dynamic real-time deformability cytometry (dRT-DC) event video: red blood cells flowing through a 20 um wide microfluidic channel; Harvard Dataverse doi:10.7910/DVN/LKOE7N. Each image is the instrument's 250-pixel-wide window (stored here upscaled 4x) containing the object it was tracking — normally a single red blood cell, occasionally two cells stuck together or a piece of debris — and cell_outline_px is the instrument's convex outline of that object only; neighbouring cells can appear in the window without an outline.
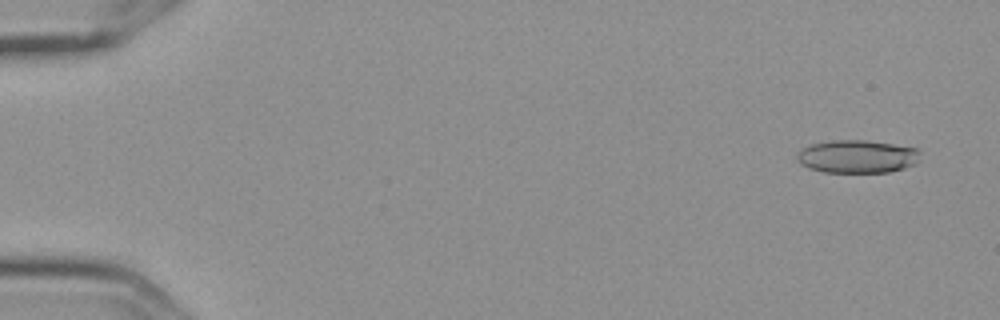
{"species": "Egyptian fruit bat (a non-hibernating species)", "species_latin": "Rousettus aegyptiacus", "temperature_condition": "cold", "stored_images_in_passage": 9, "camera_frame_rate_fps": 3000, "um_per_image_px": 0.085, "frame": {"image": 1, "passage_image": 1, "time_ms": 0.0, "image_size_px": [1000, 320], "cell_outline_px": [[920, 152], [916, 164], [904, 168], [888, 172], [824, 172], [808, 168], [800, 164], [796, 160], [796, 156], [800, 148], [812, 144], [832, 140], [864, 140], [892, 144], [916, 148]], "centroid_in_image_um": [72.82, 13.3], "position_along_channel_um": 12.2, "area_um2": 23.76}}
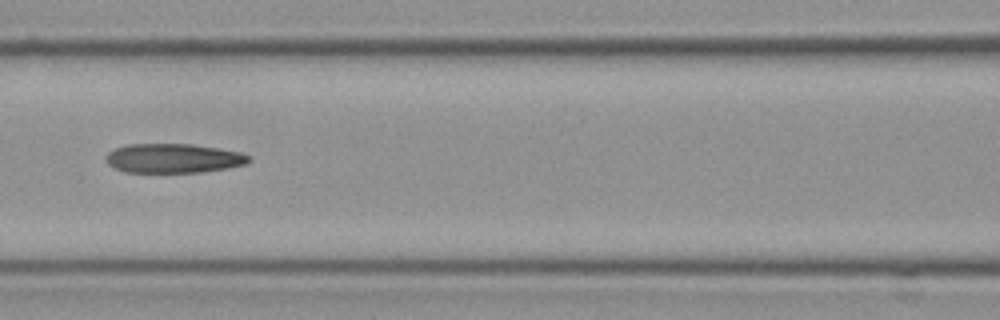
{"frame": {"image": 2, "passage_image": 7, "time_ms": 2.0, "image_size_px": [1000, 320], "cell_outline_px": [[248, 160], [244, 164], [228, 168], [200, 172], [124, 172], [108, 164], [104, 160], [104, 156], [108, 152], [116, 148], [128, 144], [192, 144], [240, 152], [248, 156]], "centroid_in_image_um": [14.66, 13.45], "position_along_channel_um": 151.9, "area_um2": 24.22}}
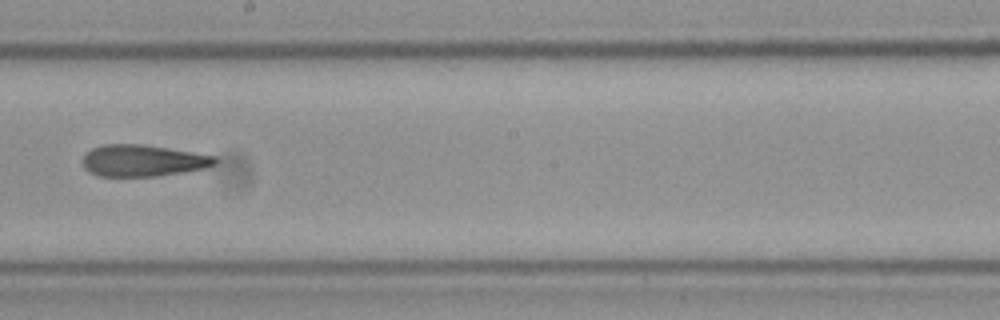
{"frame": {"image": 3, "passage_image": 9, "time_ms": 2.667, "image_size_px": [1000, 320], "cell_outline_px": [[216, 164], [204, 168], [156, 176], [100, 176], [88, 172], [84, 168], [84, 152], [92, 148], [104, 144], [144, 144], [216, 156]], "centroid_in_image_um": [12.11, 13.64], "position_along_channel_um": 236.1, "area_um2": 24.28}}